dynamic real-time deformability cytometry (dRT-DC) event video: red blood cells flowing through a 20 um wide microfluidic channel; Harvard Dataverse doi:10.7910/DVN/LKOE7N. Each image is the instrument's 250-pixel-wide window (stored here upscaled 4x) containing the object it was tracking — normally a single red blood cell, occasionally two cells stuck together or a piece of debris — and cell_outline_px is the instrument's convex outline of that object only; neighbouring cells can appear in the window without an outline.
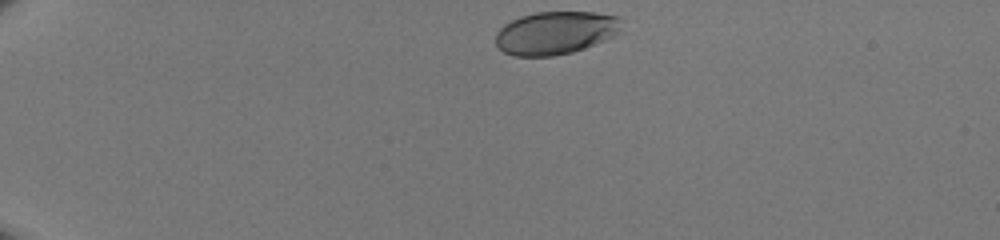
{"species": "human", "species_latin": "Homo sapiens", "temperature_condition": "room temperature", "stored_images_in_passage": 34, "camera_frame_rate_fps": 3000, "um_per_image_px": 0.085, "donor": {"sex": "male"}, "frame": {"image": 1, "passage_image": 1, "time_ms": 0.0, "image_size_px": [1000, 240], "cell_outline_px": [[620, 20], [616, 32], [612, 36], [604, 40], [584, 48], [572, 52], [552, 56], [512, 56], [504, 52], [496, 44], [496, 32], [504, 24], [520, 16], [536, 12], [592, 12], [620, 16]], "centroid_in_image_um": [47.16, 2.79], "position_along_channel_um": 37.8, "area_um2": 31.27}}
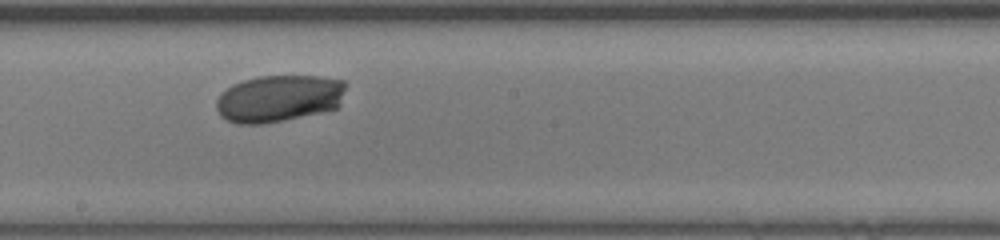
{"frame": {"image": 2, "passage_image": 20, "time_ms": 6.333, "image_size_px": [1000, 240], "cell_outline_px": [[348, 84], [340, 104], [336, 108], [320, 112], [284, 120], [264, 124], [236, 124], [220, 116], [216, 108], [216, 100], [232, 84], [256, 76], [320, 76], [344, 80]], "centroid_in_image_um": [23.73, 8.36], "position_along_channel_um": 224.5, "area_um2": 35.66}}
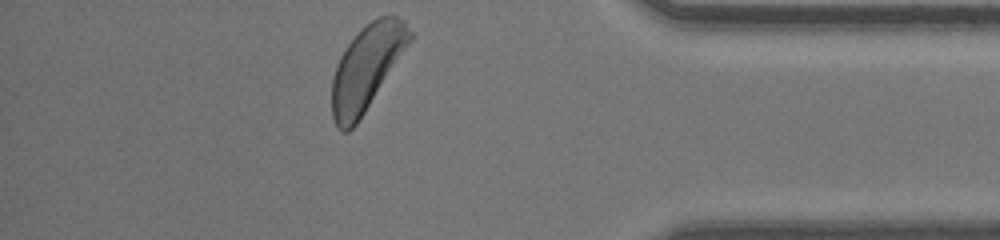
{"frame": {"image": 3, "passage_image": 34, "time_ms": 11.0, "image_size_px": [1000, 240], "cell_outline_px": [[412, 40], [356, 124], [348, 132], [340, 132], [336, 128], [332, 116], [332, 80], [336, 64], [340, 56], [348, 44], [360, 28], [372, 20], [380, 16], [396, 16], [404, 20], [412, 32]], "centroid_in_image_um": [31.15, 5.75], "position_along_channel_um": 404.1, "area_um2": 38.15}}